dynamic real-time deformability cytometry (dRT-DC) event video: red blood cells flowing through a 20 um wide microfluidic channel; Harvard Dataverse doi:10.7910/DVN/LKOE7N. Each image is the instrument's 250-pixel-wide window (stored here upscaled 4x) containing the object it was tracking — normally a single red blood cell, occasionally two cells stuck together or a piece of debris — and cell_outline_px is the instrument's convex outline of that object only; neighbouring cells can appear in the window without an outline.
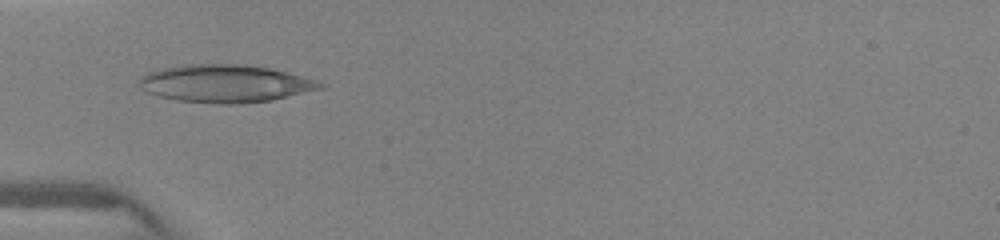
{"species": "human", "species_latin": "Homo sapiens", "temperature_condition": "warm", "stored_images_in_passage": 4, "camera_frame_rate_fps": 3000, "um_per_image_px": 0.085, "donor": {"sex": "female"}, "frame": {"image": 1, "passage_image": 3, "time_ms": 2.0, "image_size_px": [1000, 240], "cell_outline_px": [[328, 84], [324, 88], [272, 100], [240, 104], [220, 104], [180, 100], [160, 96], [148, 92], [140, 88], [140, 76], [148, 72], [160, 68], [184, 64], [240, 64], [268, 68], [316, 80]], "centroid_in_image_um": [19.15, 7.1], "position_along_channel_um": 65.9, "area_um2": 39.59}}